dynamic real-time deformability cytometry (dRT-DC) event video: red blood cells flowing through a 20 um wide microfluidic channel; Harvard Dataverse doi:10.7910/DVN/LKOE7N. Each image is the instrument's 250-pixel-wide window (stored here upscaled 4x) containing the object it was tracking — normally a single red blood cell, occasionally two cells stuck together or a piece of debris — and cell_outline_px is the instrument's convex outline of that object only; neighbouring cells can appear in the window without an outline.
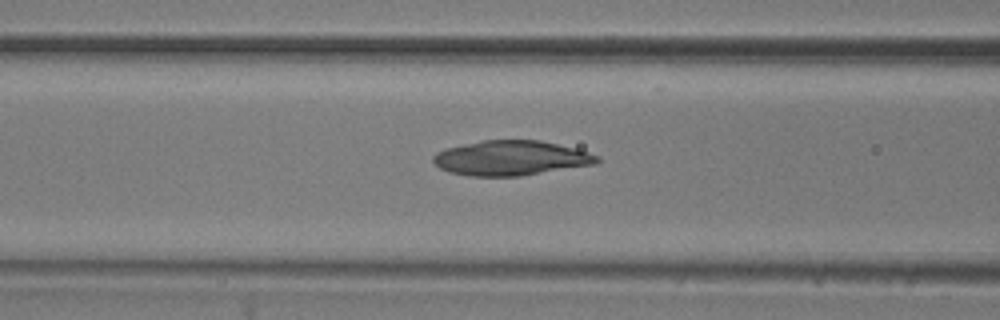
{"species": "common noctule bat (a hibernating species)", "species_latin": "Nyctalus noctula", "temperature_condition": "room temperature", "stored_images_in_passage": 56, "camera_frame_rate_fps": 3000, "um_per_image_px": 0.085, "animal": {"sex": "male", "body_mass_g": 20.5, "forearm_length_mm": 52.5}, "frame": {"image": 1, "passage_image": 22, "time_ms": 7.0, "image_size_px": [1000, 320], "cell_outline_px": [[600, 160], [596, 164], [520, 176], [468, 176], [448, 172], [440, 168], [432, 160], [432, 156], [436, 152], [448, 148], [484, 140], [540, 140], [576, 148], [600, 156]], "centroid_in_image_um": [43.45, 13.44], "position_along_channel_um": 123.2, "area_um2": 33.23}}
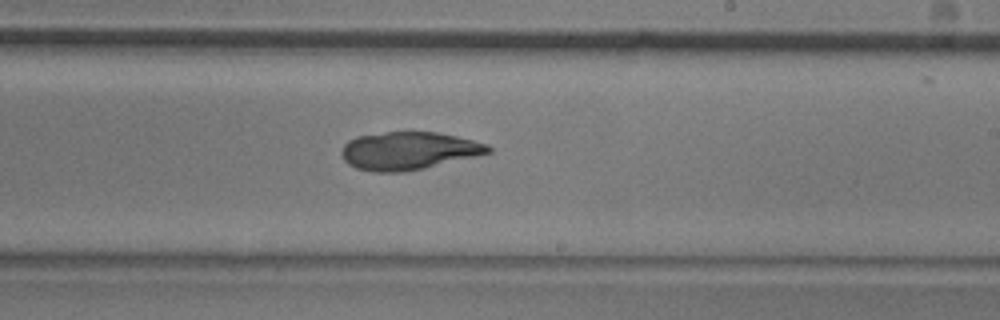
{"frame": {"image": 2, "passage_image": 33, "time_ms": 10.667, "image_size_px": [1000, 320], "cell_outline_px": [[492, 152], [476, 156], [424, 168], [404, 172], [372, 172], [356, 168], [348, 164], [344, 160], [340, 152], [344, 144], [348, 140], [356, 136], [388, 132], [436, 132], [456, 136], [488, 144], [492, 148]], "centroid_in_image_um": [34.71, 12.82], "position_along_channel_um": 254.3, "area_um2": 32.37}}
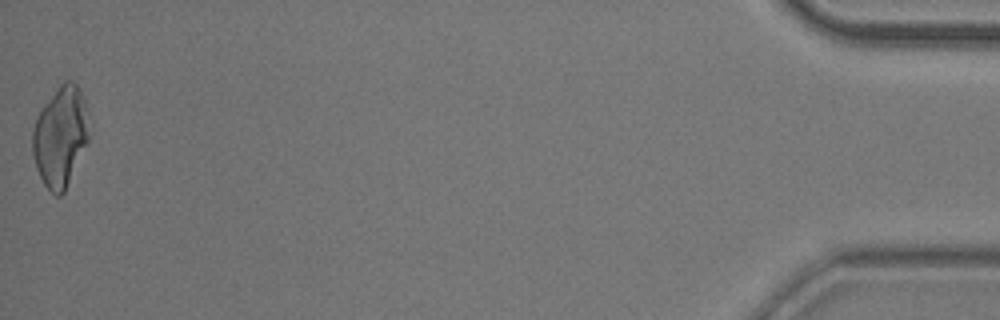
{"frame": {"image": 3, "passage_image": 56, "time_ms": 18.333, "image_size_px": [1000, 320], "cell_outline_px": [[92, 132], [64, 192], [60, 196], [56, 196], [44, 184], [36, 168], [32, 152], [32, 128], [40, 112], [60, 84], [64, 80], [72, 80], [76, 84], [84, 100]], "centroid_in_image_um": [5.15, 11.61], "position_along_channel_um": 430.0, "area_um2": 32.83}}